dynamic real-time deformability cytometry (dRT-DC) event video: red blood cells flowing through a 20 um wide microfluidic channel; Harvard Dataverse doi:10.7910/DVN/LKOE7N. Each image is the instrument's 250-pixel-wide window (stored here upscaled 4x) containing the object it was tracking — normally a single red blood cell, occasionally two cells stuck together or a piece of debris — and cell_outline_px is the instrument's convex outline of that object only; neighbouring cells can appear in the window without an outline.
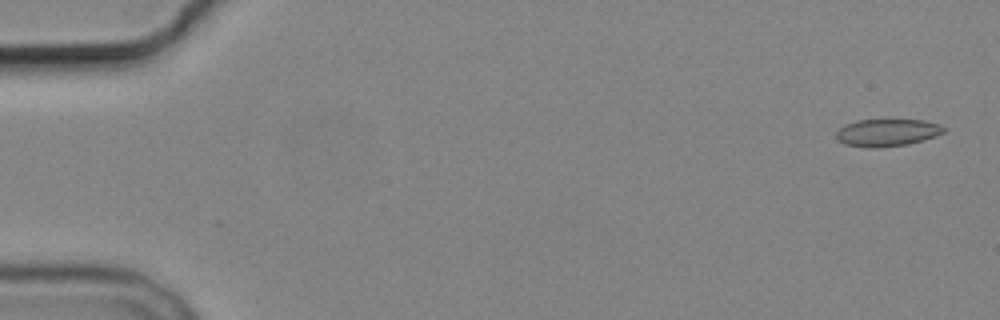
{"species": "common noctule bat (a hibernating species)", "species_latin": "Nyctalus noctula", "temperature_condition": "cold", "stored_images_in_passage": 5, "camera_frame_rate_fps": 3000, "um_per_image_px": 0.085, "animal": {"sex": "male", "body_mass_g": 19.2, "forearm_length_mm": 51.8}, "frame": {"image": 1, "passage_image": 1, "time_ms": 0.0, "image_size_px": [1000, 320], "cell_outline_px": [[944, 132], [936, 136], [908, 144], [876, 148], [872, 148], [844, 144], [836, 140], [836, 132], [844, 124], [856, 120], [924, 120], [940, 124], [944, 128]], "centroid_in_image_um": [75.37, 11.27], "position_along_channel_um": 9.6, "area_um2": 17.17}}
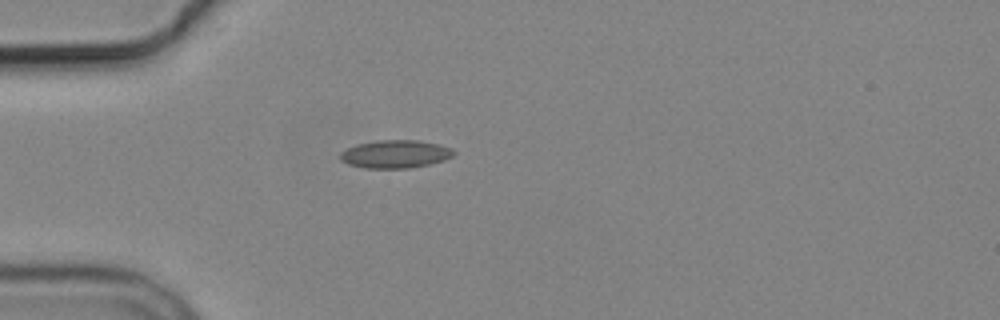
{"frame": {"image": 2, "passage_image": 5, "time_ms": 4.667, "image_size_px": [1000, 320], "cell_outline_px": [[456, 152], [452, 156], [444, 160], [412, 168], [364, 168], [348, 164], [340, 160], [340, 152], [348, 148], [360, 144], [376, 140], [420, 140], [440, 144], [452, 148]], "centroid_in_image_um": [33.62, 13.09], "position_along_channel_um": 51.4, "area_um2": 18.55}}